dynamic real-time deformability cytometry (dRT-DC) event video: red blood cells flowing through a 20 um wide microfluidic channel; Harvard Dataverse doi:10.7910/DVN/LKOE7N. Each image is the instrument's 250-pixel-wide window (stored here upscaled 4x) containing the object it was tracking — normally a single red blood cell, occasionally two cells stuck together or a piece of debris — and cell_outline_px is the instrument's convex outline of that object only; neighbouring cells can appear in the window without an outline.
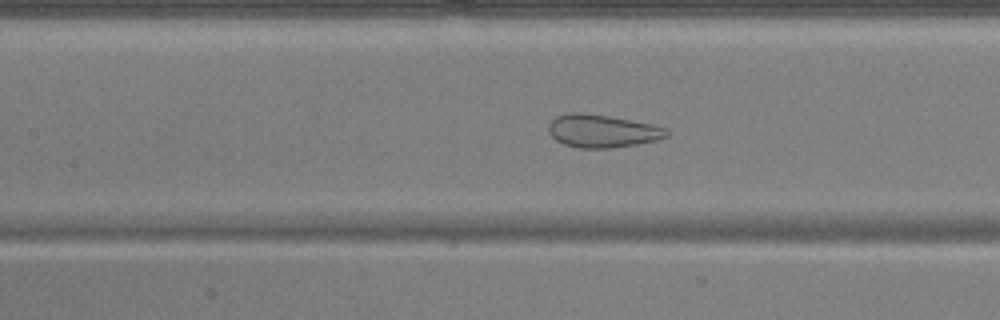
{"species": "common noctule bat (a hibernating species)", "species_latin": "Nyctalus noctula", "temperature_condition": "warm", "stored_images_in_passage": 54, "camera_frame_rate_fps": 3000, "um_per_image_px": 0.085, "animal": {"sex": "male", "body_mass_g": 17.9, "forearm_length_mm": 54.2}, "frame": {"image": 1, "passage_image": 25, "time_ms": 8.0, "image_size_px": [1000, 320], "cell_outline_px": [[668, 136], [656, 140], [636, 144], [608, 148], [580, 148], [564, 144], [556, 140], [548, 132], [548, 124], [556, 116], [568, 112], [580, 112], [608, 116], [652, 124], [668, 128]], "centroid_in_image_um": [51.17, 11.13], "position_along_channel_um": 156.2, "area_um2": 22.6}}
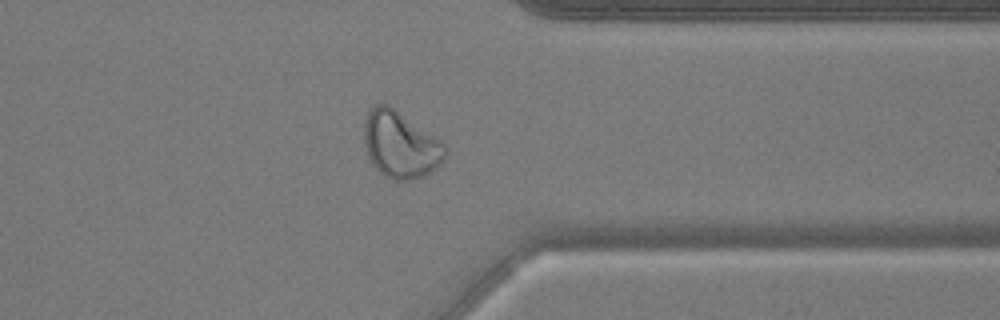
{"frame": {"image": 2, "passage_image": 43, "time_ms": 14.0, "image_size_px": [1000, 320], "cell_outline_px": [[448, 152], [444, 160], [436, 168], [412, 180], [392, 180], [384, 176], [372, 164], [368, 156], [364, 144], [364, 124], [368, 108], [380, 100], [396, 108], [440, 140], [448, 148]], "centroid_in_image_um": [34.01, 12.25], "position_along_channel_um": 377.4, "area_um2": 32.02}}
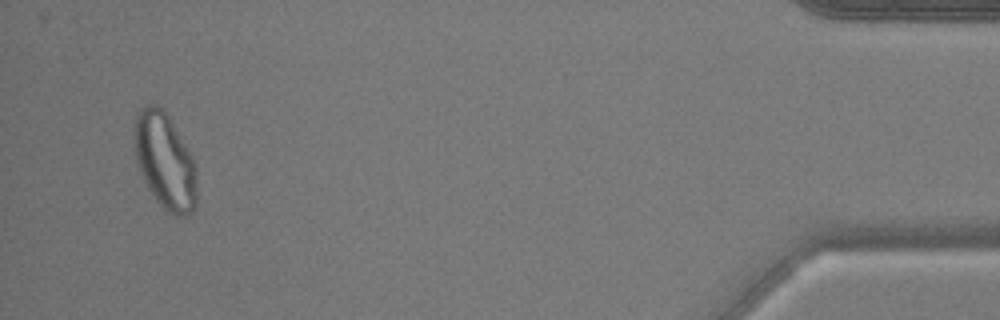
{"frame": {"image": 3, "passage_image": 52, "time_ms": 17.0, "image_size_px": [1000, 320], "cell_outline_px": [[196, 204], [192, 212], [188, 216], [176, 216], [168, 212], [156, 200], [148, 188], [140, 172], [136, 160], [132, 136], [136, 116], [140, 108], [144, 104], [156, 104], [168, 116], [192, 156], [196, 164]], "centroid_in_image_um": [14.0, 13.69], "position_along_channel_um": 421.2, "area_um2": 35.14}}